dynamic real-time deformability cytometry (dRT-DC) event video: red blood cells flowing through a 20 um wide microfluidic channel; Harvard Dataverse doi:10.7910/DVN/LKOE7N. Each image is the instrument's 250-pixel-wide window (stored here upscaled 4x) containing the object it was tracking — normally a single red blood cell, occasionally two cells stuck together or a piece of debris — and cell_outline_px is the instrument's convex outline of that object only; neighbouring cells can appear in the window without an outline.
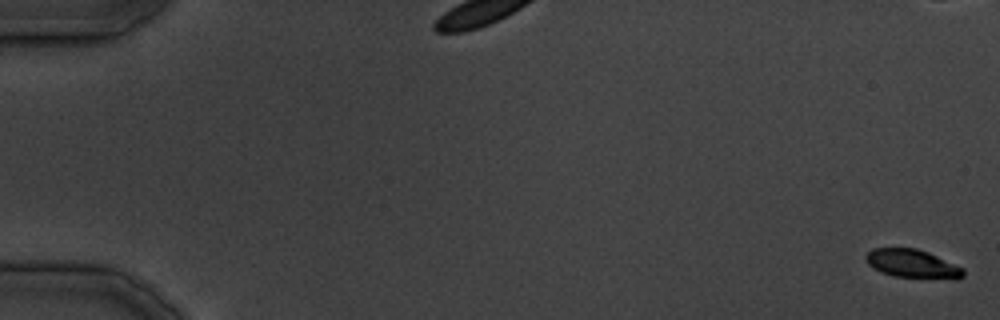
{"species": "common noctule bat (a hibernating species)", "species_latin": "Nyctalus noctula", "temperature_condition": "cold", "stored_images_in_passage": 39, "camera_frame_rate_fps": 3000, "um_per_image_px": 0.085, "animal": {"sex": "male", "body_mass_g": 19.5, "forearm_length_mm": 54.6}, "frame": {"image": 1, "passage_image": 1, "time_ms": 0.0, "image_size_px": [1000, 320], "cell_outline_px": [[964, 276], [956, 280], [952, 280], [896, 276], [880, 272], [868, 264], [864, 260], [864, 256], [872, 248], [916, 248], [928, 252], [964, 268]], "centroid_in_image_um": [77.57, 22.43], "position_along_channel_um": 7.4, "area_um2": 16.42}}
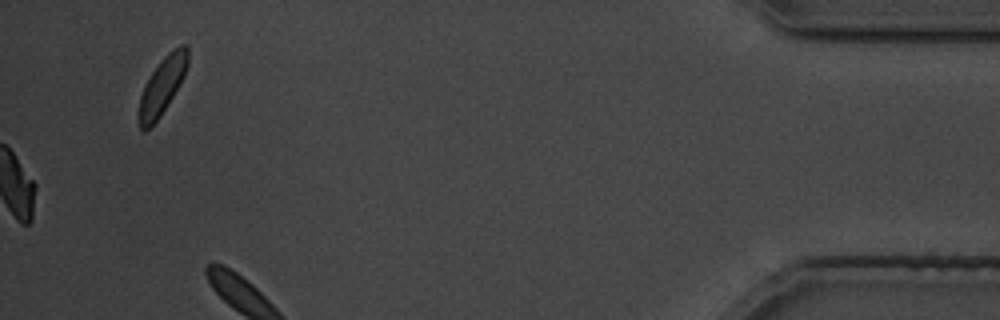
{"frame": {"image": 2, "passage_image": 39, "time_ms": 46.333, "image_size_px": [1000, 320], "cell_outline_px": [[188, 64], [184, 76], [160, 116], [144, 132], [140, 128], [136, 116], [140, 96], [144, 84], [160, 60], [168, 52], [180, 44], [184, 44], [188, 48]], "centroid_in_image_um": [13.75, 7.3], "position_along_channel_um": 421.5, "area_um2": 16.3}}